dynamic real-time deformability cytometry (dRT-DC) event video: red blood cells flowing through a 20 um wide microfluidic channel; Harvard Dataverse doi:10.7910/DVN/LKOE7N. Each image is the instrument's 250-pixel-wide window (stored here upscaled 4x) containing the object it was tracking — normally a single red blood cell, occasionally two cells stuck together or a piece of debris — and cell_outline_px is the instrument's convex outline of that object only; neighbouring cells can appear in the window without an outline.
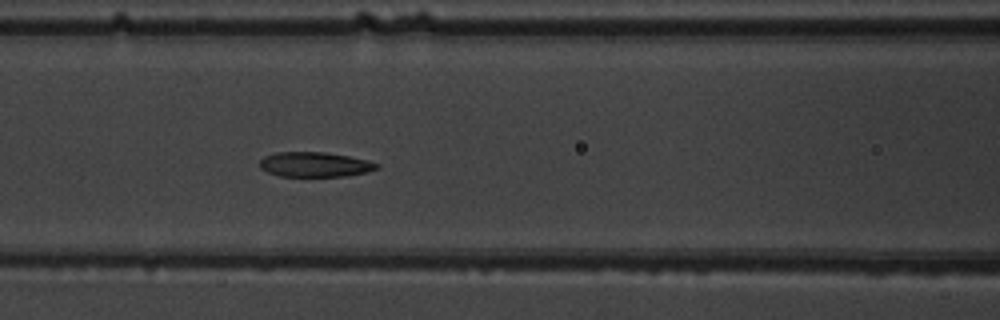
{"species": "common noctule bat (a hibernating species)", "species_latin": "Nyctalus noctula", "temperature_condition": "warm", "stored_images_in_passage": 6, "camera_frame_rate_fps": 3000, "um_per_image_px": 0.085, "animal": {"sex": "male", "body_mass_g": 19.5, "forearm_length_mm": 54.6}, "frame": {"image": 1, "passage_image": 6, "time_ms": 6.667, "image_size_px": [1000, 320], "cell_outline_px": [[380, 168], [368, 172], [348, 176], [280, 176], [268, 172], [260, 168], [260, 160], [264, 156], [276, 152], [324, 152], [348, 156], [368, 160], [380, 164]], "centroid_in_image_um": [26.79, 13.98], "position_along_channel_um": 139.8, "area_um2": 17.05}}